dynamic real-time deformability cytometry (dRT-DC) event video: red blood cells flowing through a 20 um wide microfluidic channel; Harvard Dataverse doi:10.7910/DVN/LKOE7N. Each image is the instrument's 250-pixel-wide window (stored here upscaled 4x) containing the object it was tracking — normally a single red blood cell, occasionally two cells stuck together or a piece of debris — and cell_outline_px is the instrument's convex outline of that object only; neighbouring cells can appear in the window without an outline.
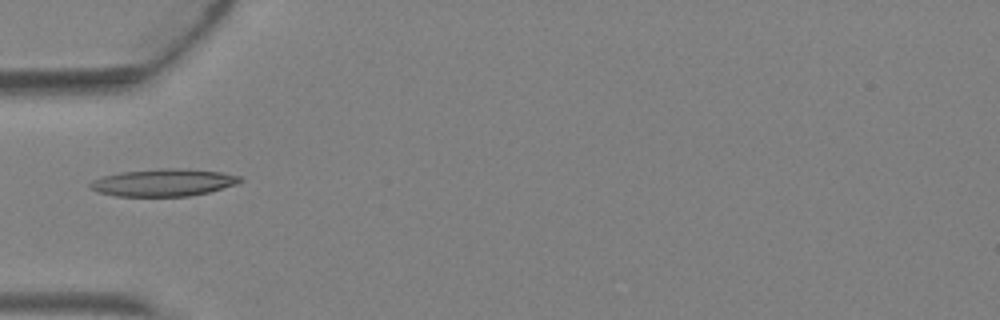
{"species": "Egyptian fruit bat (a non-hibernating species)", "species_latin": "Rousettus aegyptiacus", "temperature_condition": "warm", "stored_images_in_passage": 3, "camera_frame_rate_fps": 3000, "um_per_image_px": 0.085, "animal": {"sex": "female"}, "frame": {"image": 1, "passage_image": 3, "time_ms": 0.667, "image_size_px": [1000, 320], "cell_outline_px": [[244, 180], [236, 184], [208, 192], [188, 196], [116, 196], [100, 192], [92, 188], [88, 184], [92, 180], [104, 176], [120, 172], [160, 168], [176, 168], [220, 172], [240, 176]], "centroid_in_image_um": [13.89, 15.51], "position_along_channel_um": 71.1, "area_um2": 23.64}}